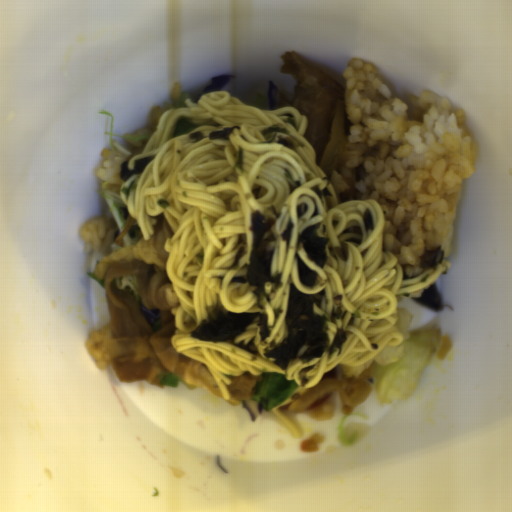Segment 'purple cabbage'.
Segmentation results:
<instances>
[{
  "mask_svg": "<svg viewBox=\"0 0 512 512\" xmlns=\"http://www.w3.org/2000/svg\"><path fill=\"white\" fill-rule=\"evenodd\" d=\"M242 408L248 410L252 422L257 421L258 417L261 416L264 407L258 401L253 399L241 400Z\"/></svg>",
  "mask_w": 512,
  "mask_h": 512,
  "instance_id": "obj_3",
  "label": "purple cabbage"
},
{
  "mask_svg": "<svg viewBox=\"0 0 512 512\" xmlns=\"http://www.w3.org/2000/svg\"><path fill=\"white\" fill-rule=\"evenodd\" d=\"M237 83L235 75H220L212 78L206 87L200 92L197 102H199L201 96L205 93L210 92H228L229 94L234 89Z\"/></svg>",
  "mask_w": 512,
  "mask_h": 512,
  "instance_id": "obj_1",
  "label": "purple cabbage"
},
{
  "mask_svg": "<svg viewBox=\"0 0 512 512\" xmlns=\"http://www.w3.org/2000/svg\"><path fill=\"white\" fill-rule=\"evenodd\" d=\"M141 313L150 326H154L160 318V314L156 310H151L145 306H140Z\"/></svg>",
  "mask_w": 512,
  "mask_h": 512,
  "instance_id": "obj_4",
  "label": "purple cabbage"
},
{
  "mask_svg": "<svg viewBox=\"0 0 512 512\" xmlns=\"http://www.w3.org/2000/svg\"><path fill=\"white\" fill-rule=\"evenodd\" d=\"M267 97H268L271 111L283 109V107L280 103L279 89L273 80H269L267 83Z\"/></svg>",
  "mask_w": 512,
  "mask_h": 512,
  "instance_id": "obj_2",
  "label": "purple cabbage"
}]
</instances>
